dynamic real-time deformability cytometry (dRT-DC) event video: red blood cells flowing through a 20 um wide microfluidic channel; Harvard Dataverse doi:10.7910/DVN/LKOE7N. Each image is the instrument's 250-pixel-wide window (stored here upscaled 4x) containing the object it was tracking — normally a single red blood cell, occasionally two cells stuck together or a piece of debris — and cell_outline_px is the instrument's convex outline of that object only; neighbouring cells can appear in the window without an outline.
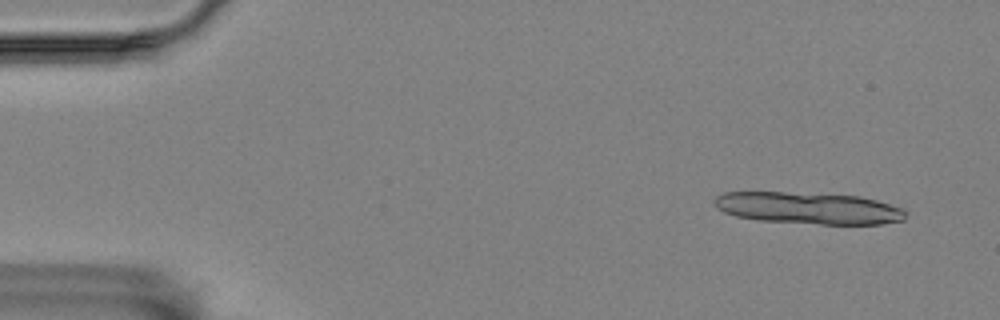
{"species": "Egyptian fruit bat (a non-hibernating species)", "species_latin": "Rousettus aegyptiacus", "temperature_condition": "room temperature", "stored_images_in_passage": 5, "camera_frame_rate_fps": 3000, "um_per_image_px": 0.085, "animal": {"sex": "female"}, "frame": {"image": 1, "passage_image": 1, "time_ms": 0.0, "image_size_px": [1000, 320], "cell_outline_px": [[904, 220], [880, 224], [820, 224], [760, 220], [736, 216], [724, 212], [716, 208], [712, 200], [716, 196], [724, 192], [784, 192], [860, 196], [876, 200], [904, 208]], "centroid_in_image_um": [68.69, 17.68], "position_along_channel_um": 16.3, "area_um2": 35.37}}
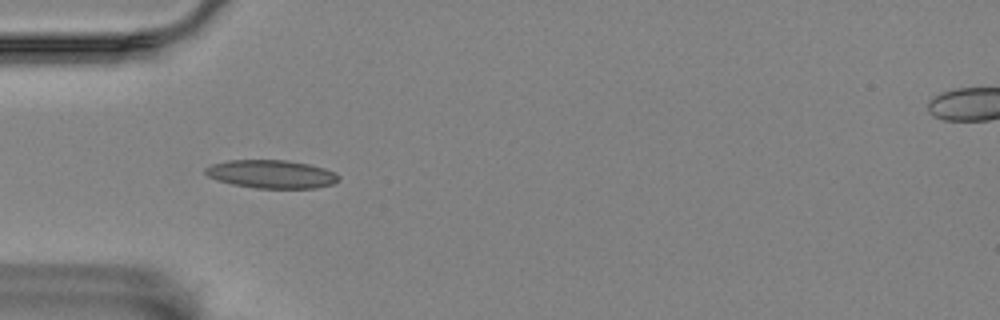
{"frame": {"image": 2, "passage_image": 4, "time_ms": 4.667, "image_size_px": [1000, 320], "cell_outline_px": [[340, 176], [332, 184], [316, 188], [256, 188], [232, 184], [216, 180], [208, 176], [204, 172], [204, 168], [212, 164], [228, 160], [284, 160], [308, 164], [324, 168], [336, 172]], "centroid_in_image_um": [23.05, 14.8], "position_along_channel_um": 62.0, "area_um2": 21.91}}
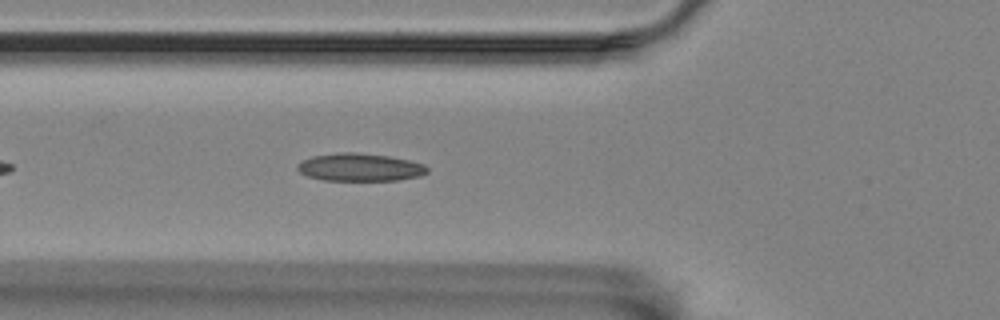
{"frame": {"image": 3, "passage_image": 5, "time_ms": 5.667, "image_size_px": [1000, 320], "cell_outline_px": [[428, 172], [420, 176], [396, 180], [324, 180], [308, 176], [300, 172], [296, 168], [304, 160], [312, 156], [336, 152], [356, 152], [388, 156], [408, 160], [424, 164], [428, 168]], "centroid_in_image_um": [30.61, 14.21], "position_along_channel_um": 95.2, "area_um2": 20.87}}